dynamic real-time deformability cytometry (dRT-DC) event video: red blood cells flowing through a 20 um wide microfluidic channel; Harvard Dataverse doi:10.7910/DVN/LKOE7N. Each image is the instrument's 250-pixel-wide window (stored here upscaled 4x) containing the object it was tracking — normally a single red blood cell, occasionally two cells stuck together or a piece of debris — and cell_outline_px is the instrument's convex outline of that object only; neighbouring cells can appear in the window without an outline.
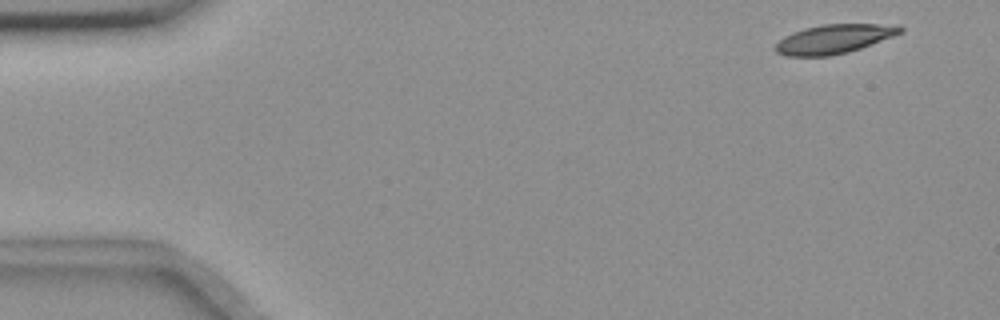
{"species": "common noctule bat (a hibernating species)", "species_latin": "Nyctalus noctula", "temperature_condition": "room temperature", "stored_images_in_passage": 14, "camera_frame_rate_fps": 3000, "um_per_image_px": 0.085, "animal": {"sex": "female", "body_mass_g": 18.4}, "frame": {"image": 1, "passage_image": 3, "time_ms": 0.667, "image_size_px": [1000, 320], "cell_outline_px": [[904, 32], [860, 48], [848, 52], [828, 56], [784, 56], [776, 52], [772, 48], [784, 36], [792, 32], [804, 28], [824, 24], [900, 24], [904, 28]], "centroid_in_image_um": [70.89, 3.31], "position_along_channel_um": 14.1, "area_um2": 21.33}}